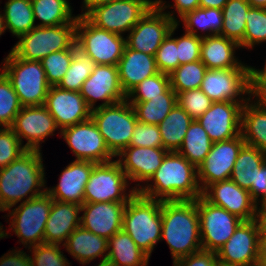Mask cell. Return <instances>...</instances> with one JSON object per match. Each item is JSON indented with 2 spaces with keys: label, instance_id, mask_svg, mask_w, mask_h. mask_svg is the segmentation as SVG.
I'll return each mask as SVG.
<instances>
[{
  "label": "cell",
  "instance_id": "obj_35",
  "mask_svg": "<svg viewBox=\"0 0 266 266\" xmlns=\"http://www.w3.org/2000/svg\"><path fill=\"white\" fill-rule=\"evenodd\" d=\"M212 145L213 142L207 132L195 119L189 125L184 141L177 152L197 168L205 160Z\"/></svg>",
  "mask_w": 266,
  "mask_h": 266
},
{
  "label": "cell",
  "instance_id": "obj_46",
  "mask_svg": "<svg viewBox=\"0 0 266 266\" xmlns=\"http://www.w3.org/2000/svg\"><path fill=\"white\" fill-rule=\"evenodd\" d=\"M177 27L178 22H176V25L171 29V32L164 39L154 56L159 72L168 75L179 66L176 38H172Z\"/></svg>",
  "mask_w": 266,
  "mask_h": 266
},
{
  "label": "cell",
  "instance_id": "obj_8",
  "mask_svg": "<svg viewBox=\"0 0 266 266\" xmlns=\"http://www.w3.org/2000/svg\"><path fill=\"white\" fill-rule=\"evenodd\" d=\"M155 5L135 24L126 37V46L148 55L155 56L164 39L176 25L174 14L162 12L166 6L162 0H154Z\"/></svg>",
  "mask_w": 266,
  "mask_h": 266
},
{
  "label": "cell",
  "instance_id": "obj_31",
  "mask_svg": "<svg viewBox=\"0 0 266 266\" xmlns=\"http://www.w3.org/2000/svg\"><path fill=\"white\" fill-rule=\"evenodd\" d=\"M241 111V135L245 144L266 154V109L258 107L248 97Z\"/></svg>",
  "mask_w": 266,
  "mask_h": 266
},
{
  "label": "cell",
  "instance_id": "obj_29",
  "mask_svg": "<svg viewBox=\"0 0 266 266\" xmlns=\"http://www.w3.org/2000/svg\"><path fill=\"white\" fill-rule=\"evenodd\" d=\"M62 245L82 265L101 255L104 258H102L99 264L106 263L108 240L84 229L81 225L68 236L65 244ZM103 253L106 254L104 255Z\"/></svg>",
  "mask_w": 266,
  "mask_h": 266
},
{
  "label": "cell",
  "instance_id": "obj_63",
  "mask_svg": "<svg viewBox=\"0 0 266 266\" xmlns=\"http://www.w3.org/2000/svg\"><path fill=\"white\" fill-rule=\"evenodd\" d=\"M3 227H1V224H0V238H4L8 235V233H4L5 231L2 229ZM3 230V231H2Z\"/></svg>",
  "mask_w": 266,
  "mask_h": 266
},
{
  "label": "cell",
  "instance_id": "obj_30",
  "mask_svg": "<svg viewBox=\"0 0 266 266\" xmlns=\"http://www.w3.org/2000/svg\"><path fill=\"white\" fill-rule=\"evenodd\" d=\"M106 264L110 266H147L149 256L123 229L108 239Z\"/></svg>",
  "mask_w": 266,
  "mask_h": 266
},
{
  "label": "cell",
  "instance_id": "obj_58",
  "mask_svg": "<svg viewBox=\"0 0 266 266\" xmlns=\"http://www.w3.org/2000/svg\"><path fill=\"white\" fill-rule=\"evenodd\" d=\"M229 0H199L201 8H218L223 9Z\"/></svg>",
  "mask_w": 266,
  "mask_h": 266
},
{
  "label": "cell",
  "instance_id": "obj_65",
  "mask_svg": "<svg viewBox=\"0 0 266 266\" xmlns=\"http://www.w3.org/2000/svg\"><path fill=\"white\" fill-rule=\"evenodd\" d=\"M97 266H110V265H108V264H99V265H97Z\"/></svg>",
  "mask_w": 266,
  "mask_h": 266
},
{
  "label": "cell",
  "instance_id": "obj_21",
  "mask_svg": "<svg viewBox=\"0 0 266 266\" xmlns=\"http://www.w3.org/2000/svg\"><path fill=\"white\" fill-rule=\"evenodd\" d=\"M245 103L213 102L197 120L213 143L226 141L241 134V111Z\"/></svg>",
  "mask_w": 266,
  "mask_h": 266
},
{
  "label": "cell",
  "instance_id": "obj_9",
  "mask_svg": "<svg viewBox=\"0 0 266 266\" xmlns=\"http://www.w3.org/2000/svg\"><path fill=\"white\" fill-rule=\"evenodd\" d=\"M76 44L98 65L117 66L126 46L123 35L100 29L78 15Z\"/></svg>",
  "mask_w": 266,
  "mask_h": 266
},
{
  "label": "cell",
  "instance_id": "obj_38",
  "mask_svg": "<svg viewBox=\"0 0 266 266\" xmlns=\"http://www.w3.org/2000/svg\"><path fill=\"white\" fill-rule=\"evenodd\" d=\"M3 11L5 27L16 37L36 27L30 0H8Z\"/></svg>",
  "mask_w": 266,
  "mask_h": 266
},
{
  "label": "cell",
  "instance_id": "obj_56",
  "mask_svg": "<svg viewBox=\"0 0 266 266\" xmlns=\"http://www.w3.org/2000/svg\"><path fill=\"white\" fill-rule=\"evenodd\" d=\"M174 1H175L174 8H176L180 17H182L185 13L193 11L198 7H200L199 0H174Z\"/></svg>",
  "mask_w": 266,
  "mask_h": 266
},
{
  "label": "cell",
  "instance_id": "obj_28",
  "mask_svg": "<svg viewBox=\"0 0 266 266\" xmlns=\"http://www.w3.org/2000/svg\"><path fill=\"white\" fill-rule=\"evenodd\" d=\"M240 45L221 35L202 37L200 61L207 69L240 68L243 64L235 58Z\"/></svg>",
  "mask_w": 266,
  "mask_h": 266
},
{
  "label": "cell",
  "instance_id": "obj_66",
  "mask_svg": "<svg viewBox=\"0 0 266 266\" xmlns=\"http://www.w3.org/2000/svg\"><path fill=\"white\" fill-rule=\"evenodd\" d=\"M1 126L5 127V126L3 125L2 122H0V127H1ZM2 130H3V129L0 128V131H2Z\"/></svg>",
  "mask_w": 266,
  "mask_h": 266
},
{
  "label": "cell",
  "instance_id": "obj_14",
  "mask_svg": "<svg viewBox=\"0 0 266 266\" xmlns=\"http://www.w3.org/2000/svg\"><path fill=\"white\" fill-rule=\"evenodd\" d=\"M202 250L217 252L243 222L203 196L197 198Z\"/></svg>",
  "mask_w": 266,
  "mask_h": 266
},
{
  "label": "cell",
  "instance_id": "obj_34",
  "mask_svg": "<svg viewBox=\"0 0 266 266\" xmlns=\"http://www.w3.org/2000/svg\"><path fill=\"white\" fill-rule=\"evenodd\" d=\"M34 20H41L39 27L77 23L78 16H72L68 0H32Z\"/></svg>",
  "mask_w": 266,
  "mask_h": 266
},
{
  "label": "cell",
  "instance_id": "obj_36",
  "mask_svg": "<svg viewBox=\"0 0 266 266\" xmlns=\"http://www.w3.org/2000/svg\"><path fill=\"white\" fill-rule=\"evenodd\" d=\"M266 161V154L256 147L244 144L240 149L230 179L241 188H251L254 168L261 167Z\"/></svg>",
  "mask_w": 266,
  "mask_h": 266
},
{
  "label": "cell",
  "instance_id": "obj_53",
  "mask_svg": "<svg viewBox=\"0 0 266 266\" xmlns=\"http://www.w3.org/2000/svg\"><path fill=\"white\" fill-rule=\"evenodd\" d=\"M174 266H222L217 257V252L200 250L176 260Z\"/></svg>",
  "mask_w": 266,
  "mask_h": 266
},
{
  "label": "cell",
  "instance_id": "obj_49",
  "mask_svg": "<svg viewBox=\"0 0 266 266\" xmlns=\"http://www.w3.org/2000/svg\"><path fill=\"white\" fill-rule=\"evenodd\" d=\"M60 245L42 243L33 246V256H30L31 266H69L68 260L63 256Z\"/></svg>",
  "mask_w": 266,
  "mask_h": 266
},
{
  "label": "cell",
  "instance_id": "obj_6",
  "mask_svg": "<svg viewBox=\"0 0 266 266\" xmlns=\"http://www.w3.org/2000/svg\"><path fill=\"white\" fill-rule=\"evenodd\" d=\"M77 23L34 27L20 39L11 52L22 59L41 61L50 53L72 49L76 44Z\"/></svg>",
  "mask_w": 266,
  "mask_h": 266
},
{
  "label": "cell",
  "instance_id": "obj_37",
  "mask_svg": "<svg viewBox=\"0 0 266 266\" xmlns=\"http://www.w3.org/2000/svg\"><path fill=\"white\" fill-rule=\"evenodd\" d=\"M250 7L247 0H229L222 9L223 26L220 35L240 44L244 38Z\"/></svg>",
  "mask_w": 266,
  "mask_h": 266
},
{
  "label": "cell",
  "instance_id": "obj_54",
  "mask_svg": "<svg viewBox=\"0 0 266 266\" xmlns=\"http://www.w3.org/2000/svg\"><path fill=\"white\" fill-rule=\"evenodd\" d=\"M248 191L257 205L259 204L258 197H261V201L266 196V161L261 167L254 168L253 182Z\"/></svg>",
  "mask_w": 266,
  "mask_h": 266
},
{
  "label": "cell",
  "instance_id": "obj_22",
  "mask_svg": "<svg viewBox=\"0 0 266 266\" xmlns=\"http://www.w3.org/2000/svg\"><path fill=\"white\" fill-rule=\"evenodd\" d=\"M44 106L55 119L60 131L91 118L92 110L80 92L50 86Z\"/></svg>",
  "mask_w": 266,
  "mask_h": 266
},
{
  "label": "cell",
  "instance_id": "obj_17",
  "mask_svg": "<svg viewBox=\"0 0 266 266\" xmlns=\"http://www.w3.org/2000/svg\"><path fill=\"white\" fill-rule=\"evenodd\" d=\"M249 66L240 68L208 69L201 90L213 101L247 102L239 95H248ZM237 97V98H236Z\"/></svg>",
  "mask_w": 266,
  "mask_h": 266
},
{
  "label": "cell",
  "instance_id": "obj_47",
  "mask_svg": "<svg viewBox=\"0 0 266 266\" xmlns=\"http://www.w3.org/2000/svg\"><path fill=\"white\" fill-rule=\"evenodd\" d=\"M213 101L199 88L177 94V104L195 120L203 115Z\"/></svg>",
  "mask_w": 266,
  "mask_h": 266
},
{
  "label": "cell",
  "instance_id": "obj_19",
  "mask_svg": "<svg viewBox=\"0 0 266 266\" xmlns=\"http://www.w3.org/2000/svg\"><path fill=\"white\" fill-rule=\"evenodd\" d=\"M202 196L211 204L226 209L242 221L258 218V205L251 198L249 191L231 179L212 183L202 192Z\"/></svg>",
  "mask_w": 266,
  "mask_h": 266
},
{
  "label": "cell",
  "instance_id": "obj_5",
  "mask_svg": "<svg viewBox=\"0 0 266 266\" xmlns=\"http://www.w3.org/2000/svg\"><path fill=\"white\" fill-rule=\"evenodd\" d=\"M2 69L11 81L22 106L45 104L50 85L40 61L22 59L10 51L4 59Z\"/></svg>",
  "mask_w": 266,
  "mask_h": 266
},
{
  "label": "cell",
  "instance_id": "obj_45",
  "mask_svg": "<svg viewBox=\"0 0 266 266\" xmlns=\"http://www.w3.org/2000/svg\"><path fill=\"white\" fill-rule=\"evenodd\" d=\"M72 61V49L50 53L40 62L50 86H57L67 72Z\"/></svg>",
  "mask_w": 266,
  "mask_h": 266
},
{
  "label": "cell",
  "instance_id": "obj_51",
  "mask_svg": "<svg viewBox=\"0 0 266 266\" xmlns=\"http://www.w3.org/2000/svg\"><path fill=\"white\" fill-rule=\"evenodd\" d=\"M201 42L202 37L187 32L182 37L176 38L179 66L200 60Z\"/></svg>",
  "mask_w": 266,
  "mask_h": 266
},
{
  "label": "cell",
  "instance_id": "obj_43",
  "mask_svg": "<svg viewBox=\"0 0 266 266\" xmlns=\"http://www.w3.org/2000/svg\"><path fill=\"white\" fill-rule=\"evenodd\" d=\"M266 41V8L250 7L240 47L253 48Z\"/></svg>",
  "mask_w": 266,
  "mask_h": 266
},
{
  "label": "cell",
  "instance_id": "obj_52",
  "mask_svg": "<svg viewBox=\"0 0 266 266\" xmlns=\"http://www.w3.org/2000/svg\"><path fill=\"white\" fill-rule=\"evenodd\" d=\"M248 94L257 97L254 105L266 109V71H261L249 66Z\"/></svg>",
  "mask_w": 266,
  "mask_h": 266
},
{
  "label": "cell",
  "instance_id": "obj_32",
  "mask_svg": "<svg viewBox=\"0 0 266 266\" xmlns=\"http://www.w3.org/2000/svg\"><path fill=\"white\" fill-rule=\"evenodd\" d=\"M193 119L176 104L164 120L158 124L163 147L168 152H177Z\"/></svg>",
  "mask_w": 266,
  "mask_h": 266
},
{
  "label": "cell",
  "instance_id": "obj_7",
  "mask_svg": "<svg viewBox=\"0 0 266 266\" xmlns=\"http://www.w3.org/2000/svg\"><path fill=\"white\" fill-rule=\"evenodd\" d=\"M91 118L103 136L106 146L115 157L130 145L138 120L127 99L95 108L91 112Z\"/></svg>",
  "mask_w": 266,
  "mask_h": 266
},
{
  "label": "cell",
  "instance_id": "obj_42",
  "mask_svg": "<svg viewBox=\"0 0 266 266\" xmlns=\"http://www.w3.org/2000/svg\"><path fill=\"white\" fill-rule=\"evenodd\" d=\"M23 106L7 76L0 73V122L10 127Z\"/></svg>",
  "mask_w": 266,
  "mask_h": 266
},
{
  "label": "cell",
  "instance_id": "obj_59",
  "mask_svg": "<svg viewBox=\"0 0 266 266\" xmlns=\"http://www.w3.org/2000/svg\"><path fill=\"white\" fill-rule=\"evenodd\" d=\"M259 262L266 266V225L261 234L260 238V257Z\"/></svg>",
  "mask_w": 266,
  "mask_h": 266
},
{
  "label": "cell",
  "instance_id": "obj_50",
  "mask_svg": "<svg viewBox=\"0 0 266 266\" xmlns=\"http://www.w3.org/2000/svg\"><path fill=\"white\" fill-rule=\"evenodd\" d=\"M129 146L164 148L158 125L137 121Z\"/></svg>",
  "mask_w": 266,
  "mask_h": 266
},
{
  "label": "cell",
  "instance_id": "obj_4",
  "mask_svg": "<svg viewBox=\"0 0 266 266\" xmlns=\"http://www.w3.org/2000/svg\"><path fill=\"white\" fill-rule=\"evenodd\" d=\"M122 229L150 257L155 244L161 240V200L136 192L126 203Z\"/></svg>",
  "mask_w": 266,
  "mask_h": 266
},
{
  "label": "cell",
  "instance_id": "obj_20",
  "mask_svg": "<svg viewBox=\"0 0 266 266\" xmlns=\"http://www.w3.org/2000/svg\"><path fill=\"white\" fill-rule=\"evenodd\" d=\"M10 128L21 143L23 138L27 140V143L23 145L27 150L37 151H40V142L54 135L53 132L58 129L55 119L44 105L23 106Z\"/></svg>",
  "mask_w": 266,
  "mask_h": 266
},
{
  "label": "cell",
  "instance_id": "obj_62",
  "mask_svg": "<svg viewBox=\"0 0 266 266\" xmlns=\"http://www.w3.org/2000/svg\"><path fill=\"white\" fill-rule=\"evenodd\" d=\"M6 27H5V21L3 14L0 13V36L2 35L3 32H5Z\"/></svg>",
  "mask_w": 266,
  "mask_h": 266
},
{
  "label": "cell",
  "instance_id": "obj_13",
  "mask_svg": "<svg viewBox=\"0 0 266 266\" xmlns=\"http://www.w3.org/2000/svg\"><path fill=\"white\" fill-rule=\"evenodd\" d=\"M266 224L259 218L243 221L217 251L222 266H251L259 263L260 238Z\"/></svg>",
  "mask_w": 266,
  "mask_h": 266
},
{
  "label": "cell",
  "instance_id": "obj_24",
  "mask_svg": "<svg viewBox=\"0 0 266 266\" xmlns=\"http://www.w3.org/2000/svg\"><path fill=\"white\" fill-rule=\"evenodd\" d=\"M167 153L164 148L128 146L117 155L121 158L116 161L129 180L148 182Z\"/></svg>",
  "mask_w": 266,
  "mask_h": 266
},
{
  "label": "cell",
  "instance_id": "obj_12",
  "mask_svg": "<svg viewBox=\"0 0 266 266\" xmlns=\"http://www.w3.org/2000/svg\"><path fill=\"white\" fill-rule=\"evenodd\" d=\"M155 5L153 0H113L93 8L85 17L96 27L122 35Z\"/></svg>",
  "mask_w": 266,
  "mask_h": 266
},
{
  "label": "cell",
  "instance_id": "obj_27",
  "mask_svg": "<svg viewBox=\"0 0 266 266\" xmlns=\"http://www.w3.org/2000/svg\"><path fill=\"white\" fill-rule=\"evenodd\" d=\"M117 67L125 95L144 79L159 73L154 56L132 50L127 46L124 48Z\"/></svg>",
  "mask_w": 266,
  "mask_h": 266
},
{
  "label": "cell",
  "instance_id": "obj_55",
  "mask_svg": "<svg viewBox=\"0 0 266 266\" xmlns=\"http://www.w3.org/2000/svg\"><path fill=\"white\" fill-rule=\"evenodd\" d=\"M0 266H31V259L25 252L14 250L0 258Z\"/></svg>",
  "mask_w": 266,
  "mask_h": 266
},
{
  "label": "cell",
  "instance_id": "obj_41",
  "mask_svg": "<svg viewBox=\"0 0 266 266\" xmlns=\"http://www.w3.org/2000/svg\"><path fill=\"white\" fill-rule=\"evenodd\" d=\"M207 70L200 60L182 64L169 74L170 87L176 94L185 90L199 89Z\"/></svg>",
  "mask_w": 266,
  "mask_h": 266
},
{
  "label": "cell",
  "instance_id": "obj_64",
  "mask_svg": "<svg viewBox=\"0 0 266 266\" xmlns=\"http://www.w3.org/2000/svg\"><path fill=\"white\" fill-rule=\"evenodd\" d=\"M251 266H264L263 264H261L260 262Z\"/></svg>",
  "mask_w": 266,
  "mask_h": 266
},
{
  "label": "cell",
  "instance_id": "obj_1",
  "mask_svg": "<svg viewBox=\"0 0 266 266\" xmlns=\"http://www.w3.org/2000/svg\"><path fill=\"white\" fill-rule=\"evenodd\" d=\"M151 180L153 185L136 187V191L144 197L161 201L196 200L202 196L197 168L178 152L165 155Z\"/></svg>",
  "mask_w": 266,
  "mask_h": 266
},
{
  "label": "cell",
  "instance_id": "obj_39",
  "mask_svg": "<svg viewBox=\"0 0 266 266\" xmlns=\"http://www.w3.org/2000/svg\"><path fill=\"white\" fill-rule=\"evenodd\" d=\"M95 62L75 44L72 47V61L70 66L57 85L61 89L80 92L84 81L93 72Z\"/></svg>",
  "mask_w": 266,
  "mask_h": 266
},
{
  "label": "cell",
  "instance_id": "obj_33",
  "mask_svg": "<svg viewBox=\"0 0 266 266\" xmlns=\"http://www.w3.org/2000/svg\"><path fill=\"white\" fill-rule=\"evenodd\" d=\"M138 122L145 124H160L177 104V94L169 87L160 96L150 101H130Z\"/></svg>",
  "mask_w": 266,
  "mask_h": 266
},
{
  "label": "cell",
  "instance_id": "obj_11",
  "mask_svg": "<svg viewBox=\"0 0 266 266\" xmlns=\"http://www.w3.org/2000/svg\"><path fill=\"white\" fill-rule=\"evenodd\" d=\"M53 199L45 192L29 201L25 199L17 208H14L11 215V229L21 238L20 242L33 246L44 243V232L46 222L52 207Z\"/></svg>",
  "mask_w": 266,
  "mask_h": 266
},
{
  "label": "cell",
  "instance_id": "obj_61",
  "mask_svg": "<svg viewBox=\"0 0 266 266\" xmlns=\"http://www.w3.org/2000/svg\"><path fill=\"white\" fill-rule=\"evenodd\" d=\"M251 7L266 8V0H247Z\"/></svg>",
  "mask_w": 266,
  "mask_h": 266
},
{
  "label": "cell",
  "instance_id": "obj_23",
  "mask_svg": "<svg viewBox=\"0 0 266 266\" xmlns=\"http://www.w3.org/2000/svg\"><path fill=\"white\" fill-rule=\"evenodd\" d=\"M127 202H84L81 205V226L107 240L122 229Z\"/></svg>",
  "mask_w": 266,
  "mask_h": 266
},
{
  "label": "cell",
  "instance_id": "obj_10",
  "mask_svg": "<svg viewBox=\"0 0 266 266\" xmlns=\"http://www.w3.org/2000/svg\"><path fill=\"white\" fill-rule=\"evenodd\" d=\"M128 178L119 163H97L85 187L84 202H128L137 192L133 187L127 195Z\"/></svg>",
  "mask_w": 266,
  "mask_h": 266
},
{
  "label": "cell",
  "instance_id": "obj_60",
  "mask_svg": "<svg viewBox=\"0 0 266 266\" xmlns=\"http://www.w3.org/2000/svg\"><path fill=\"white\" fill-rule=\"evenodd\" d=\"M260 202L261 206L257 208L258 218L266 223V196Z\"/></svg>",
  "mask_w": 266,
  "mask_h": 266
},
{
  "label": "cell",
  "instance_id": "obj_40",
  "mask_svg": "<svg viewBox=\"0 0 266 266\" xmlns=\"http://www.w3.org/2000/svg\"><path fill=\"white\" fill-rule=\"evenodd\" d=\"M184 23L186 32L193 34L197 37H206L213 35H220L223 26V12L218 8H201L198 7L193 11L185 13L180 17ZM195 26L199 27L201 30L209 31L208 35L201 36L197 34ZM210 31L212 33H210Z\"/></svg>",
  "mask_w": 266,
  "mask_h": 266
},
{
  "label": "cell",
  "instance_id": "obj_44",
  "mask_svg": "<svg viewBox=\"0 0 266 266\" xmlns=\"http://www.w3.org/2000/svg\"><path fill=\"white\" fill-rule=\"evenodd\" d=\"M169 87V75L159 72L140 82L126 95V99L127 101H150L152 98L160 96ZM130 98L132 99L128 100Z\"/></svg>",
  "mask_w": 266,
  "mask_h": 266
},
{
  "label": "cell",
  "instance_id": "obj_25",
  "mask_svg": "<svg viewBox=\"0 0 266 266\" xmlns=\"http://www.w3.org/2000/svg\"><path fill=\"white\" fill-rule=\"evenodd\" d=\"M96 164L92 161H73L61 173L57 186L46 189V192L53 200L82 205L86 184Z\"/></svg>",
  "mask_w": 266,
  "mask_h": 266
},
{
  "label": "cell",
  "instance_id": "obj_48",
  "mask_svg": "<svg viewBox=\"0 0 266 266\" xmlns=\"http://www.w3.org/2000/svg\"><path fill=\"white\" fill-rule=\"evenodd\" d=\"M27 149L10 127H3L0 131V169L18 159Z\"/></svg>",
  "mask_w": 266,
  "mask_h": 266
},
{
  "label": "cell",
  "instance_id": "obj_2",
  "mask_svg": "<svg viewBox=\"0 0 266 266\" xmlns=\"http://www.w3.org/2000/svg\"><path fill=\"white\" fill-rule=\"evenodd\" d=\"M161 239L166 240L173 263L202 250L196 200L161 201Z\"/></svg>",
  "mask_w": 266,
  "mask_h": 266
},
{
  "label": "cell",
  "instance_id": "obj_18",
  "mask_svg": "<svg viewBox=\"0 0 266 266\" xmlns=\"http://www.w3.org/2000/svg\"><path fill=\"white\" fill-rule=\"evenodd\" d=\"M80 93L91 110L126 99L120 84L118 67L114 65L96 64L91 75L84 81ZM99 99L104 102L94 108Z\"/></svg>",
  "mask_w": 266,
  "mask_h": 266
},
{
  "label": "cell",
  "instance_id": "obj_26",
  "mask_svg": "<svg viewBox=\"0 0 266 266\" xmlns=\"http://www.w3.org/2000/svg\"><path fill=\"white\" fill-rule=\"evenodd\" d=\"M81 205L53 200L46 222L44 243L64 244L68 236L81 225Z\"/></svg>",
  "mask_w": 266,
  "mask_h": 266
},
{
  "label": "cell",
  "instance_id": "obj_16",
  "mask_svg": "<svg viewBox=\"0 0 266 266\" xmlns=\"http://www.w3.org/2000/svg\"><path fill=\"white\" fill-rule=\"evenodd\" d=\"M245 144L242 135L213 143L205 160L197 167V179L203 192L209 185L229 180L237 155ZM203 183V184H202Z\"/></svg>",
  "mask_w": 266,
  "mask_h": 266
},
{
  "label": "cell",
  "instance_id": "obj_15",
  "mask_svg": "<svg viewBox=\"0 0 266 266\" xmlns=\"http://www.w3.org/2000/svg\"><path fill=\"white\" fill-rule=\"evenodd\" d=\"M76 160L106 163L115 157L104 141L92 118L60 131Z\"/></svg>",
  "mask_w": 266,
  "mask_h": 266
},
{
  "label": "cell",
  "instance_id": "obj_3",
  "mask_svg": "<svg viewBox=\"0 0 266 266\" xmlns=\"http://www.w3.org/2000/svg\"><path fill=\"white\" fill-rule=\"evenodd\" d=\"M42 154L27 150L18 159L0 169V211H7L18 202L38 197L46 192Z\"/></svg>",
  "mask_w": 266,
  "mask_h": 266
},
{
  "label": "cell",
  "instance_id": "obj_57",
  "mask_svg": "<svg viewBox=\"0 0 266 266\" xmlns=\"http://www.w3.org/2000/svg\"><path fill=\"white\" fill-rule=\"evenodd\" d=\"M113 0H84L83 7H85V12L83 14H79L80 16H86L93 8L110 3Z\"/></svg>",
  "mask_w": 266,
  "mask_h": 266
}]
</instances>
